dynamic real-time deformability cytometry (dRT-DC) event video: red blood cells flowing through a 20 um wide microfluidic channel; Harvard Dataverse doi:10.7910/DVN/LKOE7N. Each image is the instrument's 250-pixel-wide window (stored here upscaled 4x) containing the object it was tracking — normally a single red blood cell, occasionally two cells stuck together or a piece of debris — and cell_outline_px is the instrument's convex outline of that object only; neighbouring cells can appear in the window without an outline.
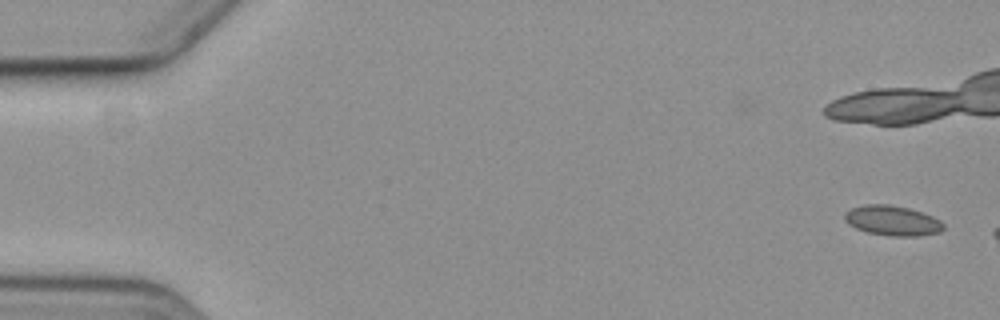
{"species": "common noctule bat (a hibernating species)", "species_latin": "Nyctalus noctula", "temperature_condition": "cold", "stored_images_in_passage": 2, "camera_frame_rate_fps": 3000, "um_per_image_px": 0.085, "animal": {"sex": "female", "body_mass_g": 19.3, "forearm_length_mm": 54.1}, "frame": {"image": 1, "passage_image": 2, "time_ms": 1.0, "image_size_px": [1000, 320], "cell_outline_px": [[944, 228], [940, 232], [920, 236], [888, 236], [868, 232], [856, 228], [848, 224], [844, 220], [844, 212], [852, 208], [864, 204], [888, 204], [908, 208], [932, 216], [940, 220], [944, 224]], "centroid_in_image_um": [75.84, 18.75], "position_along_channel_um": 9.2, "area_um2": 17.34}}